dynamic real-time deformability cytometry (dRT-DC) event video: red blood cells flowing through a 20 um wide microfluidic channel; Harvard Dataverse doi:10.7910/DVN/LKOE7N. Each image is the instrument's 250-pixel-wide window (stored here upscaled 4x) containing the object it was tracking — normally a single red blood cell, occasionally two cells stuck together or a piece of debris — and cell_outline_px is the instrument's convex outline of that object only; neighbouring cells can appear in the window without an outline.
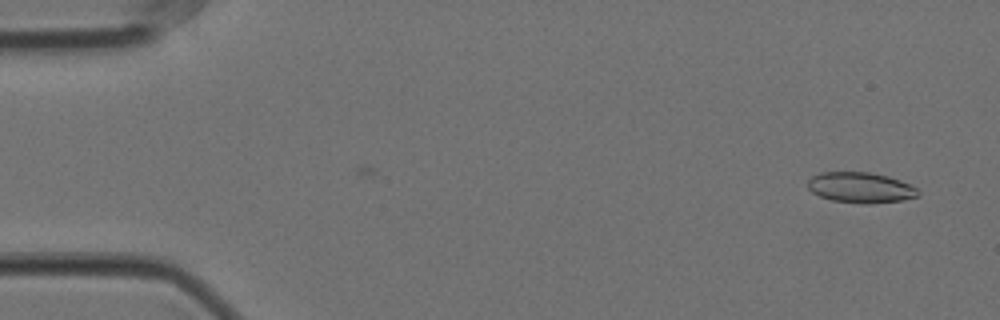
{"species": "Egyptian fruit bat (a non-hibernating species)", "species_latin": "Rousettus aegyptiacus", "temperature_condition": "cold", "stored_images_in_passage": 46, "camera_frame_rate_fps": 3000, "um_per_image_px": 0.085, "animal": {"sex": "female"}, "frame": {"image": 1, "passage_image": 3, "time_ms": 0.667, "image_size_px": [1000, 320], "cell_outline_px": [[920, 196], [900, 200], [872, 204], [864, 204], [832, 200], [820, 196], [812, 192], [808, 188], [808, 180], [812, 176], [820, 172], [868, 172], [888, 176], [900, 180], [916, 188], [920, 192]], "centroid_in_image_um": [73.15, 15.94], "position_along_channel_um": 11.9, "area_um2": 19.65}}
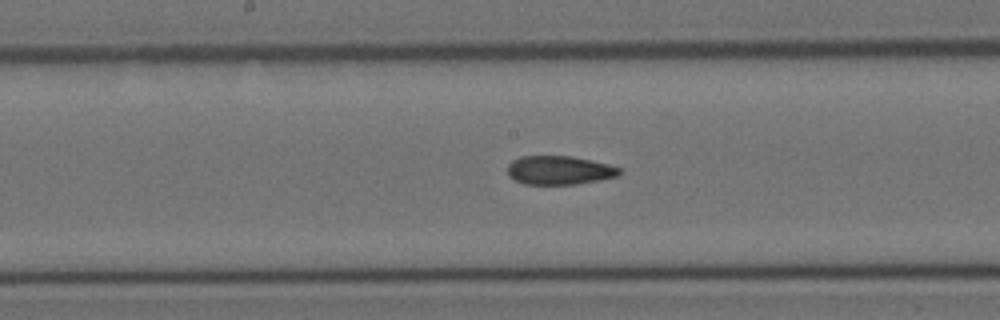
{"frame": {"image": 2, "passage_image": 29, "time_ms": 9.333, "image_size_px": [1000, 320], "cell_outline_px": [[620, 176], [600, 180], [576, 184], [524, 184], [508, 176], [508, 164], [512, 160], [520, 156], [572, 156], [608, 164], [620, 168]], "centroid_in_image_um": [47.54, 14.47], "position_along_channel_um": 200.7, "area_um2": 18.79}}
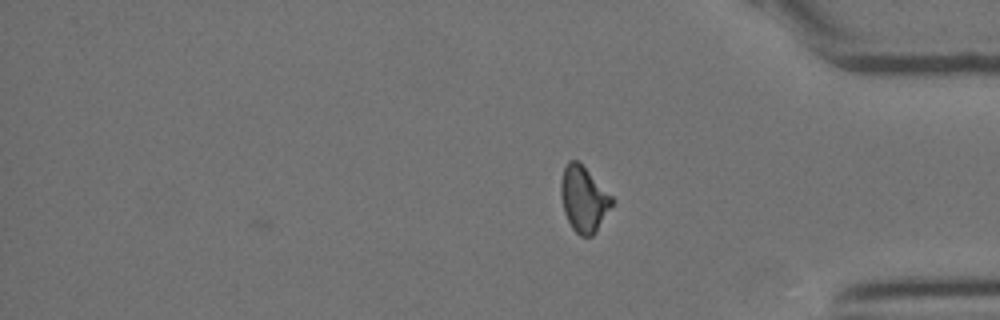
{"frame": {"image": 3, "passage_image": 46, "time_ms": 15.0, "image_size_px": [1000, 320], "cell_outline_px": [[616, 200], [596, 232], [592, 236], [580, 236], [572, 228], [564, 212], [560, 192], [560, 184], [564, 168], [568, 160], [576, 160]], "centroid_in_image_um": [49.62, 16.95], "position_along_channel_um": 385.6, "area_um2": 19.31}, "authors_computed_cell_mechanics": {"area_um2": 19.5942, "velocity_mm_per_s": 3.537, "shape_relaxation_time_tau1_ms": null, "shape_relaxation_time_tau2_ms": 4.1865, "deformation_change_tau1": null, "deformation_change_tau2": 0.0935}}